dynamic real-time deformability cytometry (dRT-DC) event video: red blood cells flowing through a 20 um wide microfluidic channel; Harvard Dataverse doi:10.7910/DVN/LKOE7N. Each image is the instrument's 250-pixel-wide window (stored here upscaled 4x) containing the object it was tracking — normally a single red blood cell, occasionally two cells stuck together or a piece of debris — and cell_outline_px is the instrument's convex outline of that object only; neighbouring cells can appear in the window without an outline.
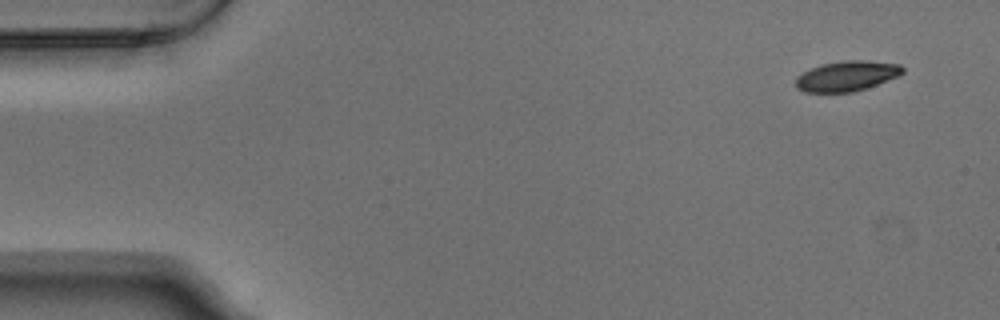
{"species": "Egyptian fruit bat (a non-hibernating species)", "species_latin": "Rousettus aegyptiacus", "temperature_condition": "warm", "stored_images_in_passage": 4, "camera_frame_rate_fps": 3000, "um_per_image_px": 0.085, "animal": {"sex": "male"}, "frame": {"image": 1, "passage_image": 1, "time_ms": 0.0, "image_size_px": [1000, 320], "cell_outline_px": [[904, 72], [896, 76], [876, 84], [852, 92], [804, 92], [796, 88], [796, 76], [812, 68], [824, 64], [844, 60], [868, 60], [900, 64], [904, 68]], "centroid_in_image_um": [71.96, 6.45], "position_along_channel_um": 13.0, "area_um2": 18.55}}
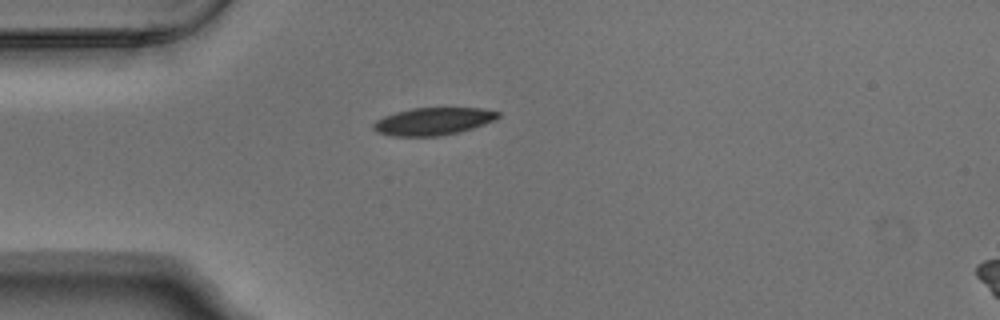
{"frame": {"image": 2, "passage_image": 4, "time_ms": 1.0, "image_size_px": [1000, 320], "cell_outline_px": [[500, 116], [496, 120], [472, 128], [440, 136], [392, 136], [376, 132], [372, 128], [372, 124], [376, 120], [384, 116], [396, 112], [412, 108], [480, 108], [500, 112]], "centroid_in_image_um": [36.8, 10.31], "position_along_channel_um": 48.2, "area_um2": 19.94}}